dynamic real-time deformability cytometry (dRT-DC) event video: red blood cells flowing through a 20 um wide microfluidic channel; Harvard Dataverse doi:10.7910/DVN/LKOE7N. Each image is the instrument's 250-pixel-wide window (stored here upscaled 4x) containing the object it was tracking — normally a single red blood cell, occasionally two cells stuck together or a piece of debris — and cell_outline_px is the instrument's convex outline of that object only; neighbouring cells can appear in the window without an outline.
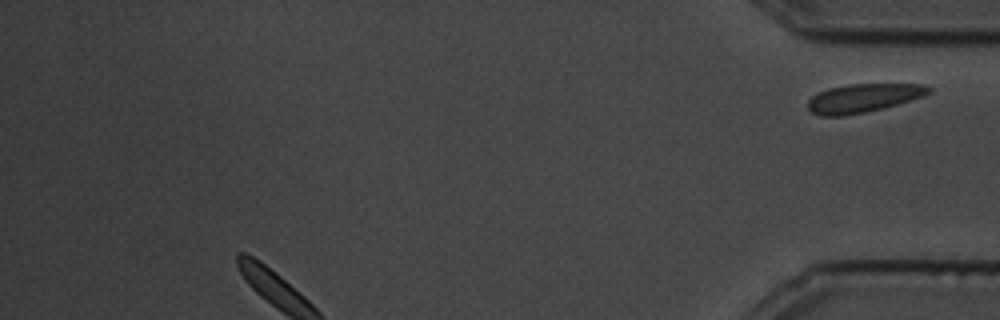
{"species": "common noctule bat (a hibernating species)", "species_latin": "Nyctalus noctula", "temperature_condition": "cold", "stored_images_in_passage": 17, "segment_of_instrument_passage": [2, 2], "camera_frame_rate_fps": 3000, "um_per_image_px": 0.085, "animal": {"sex": "male", "body_mass_g": 19.5, "forearm_length_mm": 54.6}, "frame": {"image": 1, "passage_image": 17, "time_ms": 5.333, "image_size_px": [1000, 320], "cell_outline_px": [[932, 92], [924, 96], [884, 108], [844, 116], [820, 116], [812, 112], [808, 108], [808, 100], [816, 92], [828, 88], [848, 84], [924, 84], [932, 88]], "centroid_in_image_um": [73.37, 8.33], "position_along_channel_um": 361.8, "area_um2": 20.29}}